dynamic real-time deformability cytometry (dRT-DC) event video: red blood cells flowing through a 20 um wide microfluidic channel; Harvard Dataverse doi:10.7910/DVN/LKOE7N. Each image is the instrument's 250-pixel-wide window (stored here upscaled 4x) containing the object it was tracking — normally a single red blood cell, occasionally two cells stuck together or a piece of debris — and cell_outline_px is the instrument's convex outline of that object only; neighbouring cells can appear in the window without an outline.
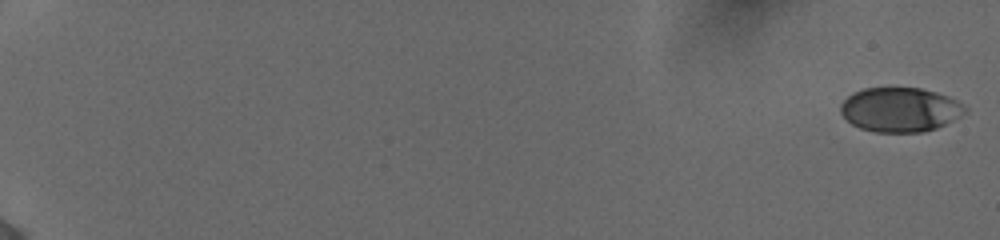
{"species": "human", "species_latin": "Homo sapiens", "temperature_condition": "cold", "stored_images_in_passage": 56, "camera_frame_rate_fps": 3000, "um_per_image_px": 0.085, "donor": {"sex": "female"}, "frame": {"image": 1, "passage_image": 1, "time_ms": 0.0, "image_size_px": [1000, 240], "cell_outline_px": [[968, 112], [936, 128], [924, 132], [876, 132], [860, 128], [852, 124], [840, 112], [840, 104], [852, 92], [864, 88], [920, 88], [936, 92], [948, 96], [964, 104], [968, 108]], "centroid_in_image_um": [76.52, 9.31], "position_along_channel_um": 8.5, "area_um2": 32.25}}
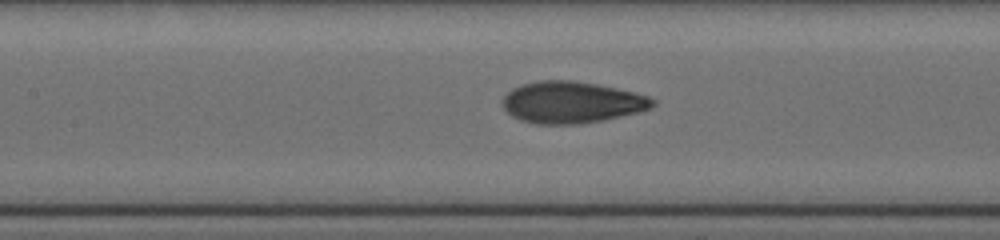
{"frame": {"image": 2, "passage_image": 30, "time_ms": 9.667, "image_size_px": [1000, 240], "cell_outline_px": [[656, 104], [652, 108], [640, 112], [604, 120], [580, 124], [536, 124], [520, 120], [512, 116], [504, 108], [504, 96], [512, 88], [524, 84], [540, 80], [572, 80], [596, 84], [636, 92], [648, 96], [656, 100]], "centroid_in_image_um": [48.64, 8.7], "position_along_channel_um": 158.8, "area_um2": 36.53}}
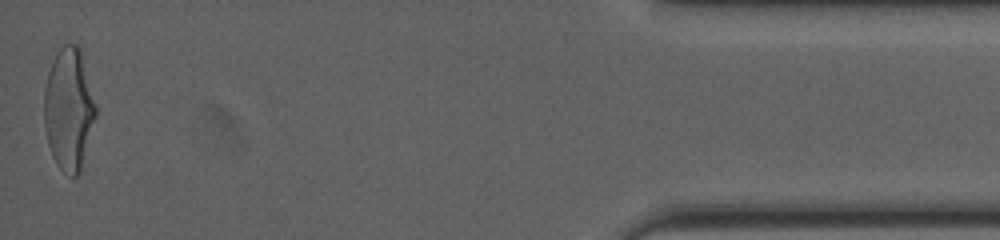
{"frame": {"image": 3, "passage_image": 56, "time_ms": 18.333, "image_size_px": [1000, 240], "cell_outline_px": [[96, 116], [80, 172], [76, 176], [72, 176], [60, 168], [56, 164], [52, 156], [48, 144], [44, 128], [44, 88], [48, 72], [56, 52], [64, 44], [76, 44], [80, 48], [96, 104]], "centroid_in_image_um": [5.84, 9.27], "position_along_channel_um": 429.4, "area_um2": 36.76}, "authors_computed_cell_mechanics": {"area_um2": 34.9112, "velocity_mm_per_s": 3.891, "shape_relaxation_time_tau1_ms": 4.7886, "shape_relaxation_time_tau2_ms": 1.0707, "deformation_change_tau1": 0.1924, "deformation_change_tau2": 0.0659}}